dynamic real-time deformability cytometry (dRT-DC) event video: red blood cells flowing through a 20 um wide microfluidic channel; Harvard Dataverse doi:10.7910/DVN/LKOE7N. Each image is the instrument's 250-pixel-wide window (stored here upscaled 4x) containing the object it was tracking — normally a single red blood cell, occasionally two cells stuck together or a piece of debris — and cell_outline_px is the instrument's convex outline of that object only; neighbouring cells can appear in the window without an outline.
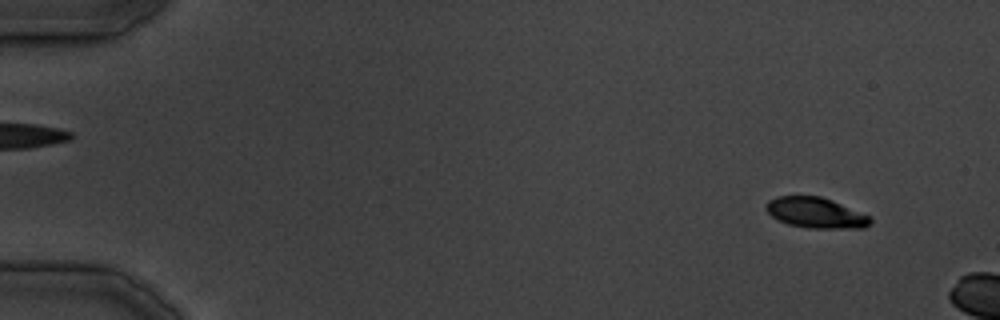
{"species": "common noctule bat (a hibernating species)", "species_latin": "Nyctalus noctula", "temperature_condition": "cold", "stored_images_in_passage": 6, "camera_frame_rate_fps": 3000, "um_per_image_px": 0.085, "animal": {"sex": "male", "body_mass_g": 19.5, "forearm_length_mm": 54.6}, "frame": {"image": 1, "passage_image": 3, "time_ms": 2.333, "image_size_px": [1000, 320], "cell_outline_px": [[872, 220], [864, 228], [808, 228], [788, 224], [776, 220], [764, 208], [768, 200], [776, 196], [820, 196], [832, 200], [872, 216]], "centroid_in_image_um": [69.33, 18.08], "position_along_channel_um": 15.7, "area_um2": 18.73}}